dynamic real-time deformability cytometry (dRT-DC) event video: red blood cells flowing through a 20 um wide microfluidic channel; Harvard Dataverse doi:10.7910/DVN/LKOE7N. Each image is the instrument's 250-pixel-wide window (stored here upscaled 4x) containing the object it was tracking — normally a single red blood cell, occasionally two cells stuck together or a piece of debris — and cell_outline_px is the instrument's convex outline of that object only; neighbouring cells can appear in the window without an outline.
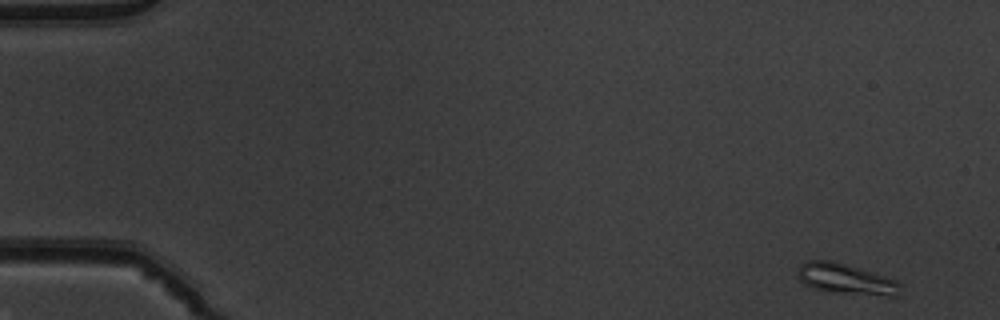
{"species": "common noctule bat (a hibernating species)", "species_latin": "Nyctalus noctula", "temperature_condition": "warm", "stored_images_in_passage": 50, "camera_frame_rate_fps": 3000, "um_per_image_px": 0.085, "animal": {"sex": "male", "body_mass_g": 19.5, "forearm_length_mm": 54.6}, "frame": {"image": 1, "passage_image": 1, "time_ms": 0.0, "image_size_px": [1000, 320], "cell_outline_px": [[900, 284], [896, 296], [888, 296], [828, 292], [812, 288], [804, 284], [800, 280], [796, 272], [800, 264], [808, 260], [832, 260], [896, 280]], "centroid_in_image_um": [71.82, 23.72], "position_along_channel_um": 13.2, "area_um2": 18.15}}
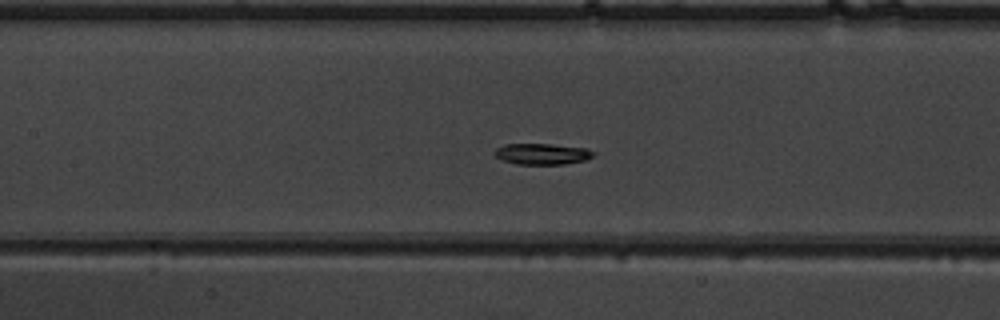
{"frame": {"image": 2, "passage_image": 23, "time_ms": 7.333, "image_size_px": [1000, 320], "cell_outline_px": [[596, 152], [588, 160], [564, 164], [516, 164], [500, 160], [492, 152], [496, 148], [504, 144], [552, 144], [588, 148]], "centroid_in_image_um": [46.08, 13.08], "position_along_channel_um": 161.3, "area_um2": 12.37}}
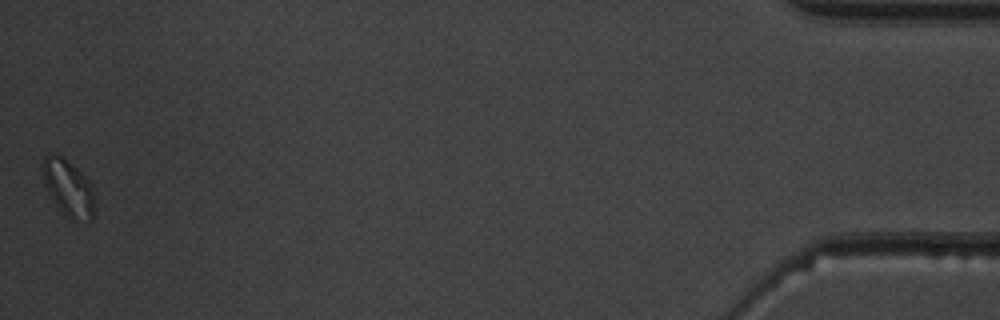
{"frame": {"image": 3, "passage_image": 50, "time_ms": 16.333, "image_size_px": [1000, 320], "cell_outline_px": [[92, 220], [72, 220], [52, 200], [44, 184], [44, 156], [48, 152], [60, 156], [76, 168], [92, 184]], "centroid_in_image_um": [5.79, 15.96], "position_along_channel_um": 429.4, "area_um2": 16.36}, "authors_computed_cell_mechanics": {"area_um2": 12.8605, "velocity_mm_per_s": 3.9444, "shape_relaxation_time_tau1_ms": 2.12, "shape_relaxation_time_tau2_ms": 4.4262, "deformation_change_tau1": 0.1179, "deformation_change_tau2": 0.0787}}